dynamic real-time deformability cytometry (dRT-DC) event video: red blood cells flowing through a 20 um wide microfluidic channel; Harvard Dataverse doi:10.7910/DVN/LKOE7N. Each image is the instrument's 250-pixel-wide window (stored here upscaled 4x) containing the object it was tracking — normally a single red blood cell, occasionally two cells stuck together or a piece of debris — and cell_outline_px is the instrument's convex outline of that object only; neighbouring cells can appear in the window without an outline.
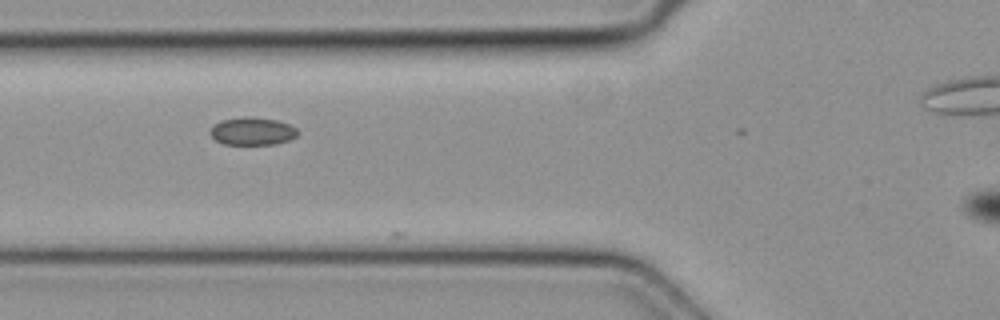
{"species": "common noctule bat (a hibernating species)", "species_latin": "Nyctalus noctula", "temperature_condition": "cold", "stored_images_in_passage": 8, "camera_frame_rate_fps": 3000, "um_per_image_px": 0.085, "animal": {"sex": "female", "body_mass_g": 19.3, "forearm_length_mm": 54.1}, "frame": {"image": 1, "passage_image": 6, "time_ms": 1.667, "image_size_px": [1000, 320], "cell_outline_px": [[300, 132], [296, 136], [288, 140], [276, 144], [224, 144], [216, 140], [208, 132], [212, 124], [220, 120], [244, 116], [252, 116], [276, 120], [288, 124], [296, 128]], "centroid_in_image_um": [21.41, 11.14], "position_along_channel_um": 104.4, "area_um2": 14.33}}